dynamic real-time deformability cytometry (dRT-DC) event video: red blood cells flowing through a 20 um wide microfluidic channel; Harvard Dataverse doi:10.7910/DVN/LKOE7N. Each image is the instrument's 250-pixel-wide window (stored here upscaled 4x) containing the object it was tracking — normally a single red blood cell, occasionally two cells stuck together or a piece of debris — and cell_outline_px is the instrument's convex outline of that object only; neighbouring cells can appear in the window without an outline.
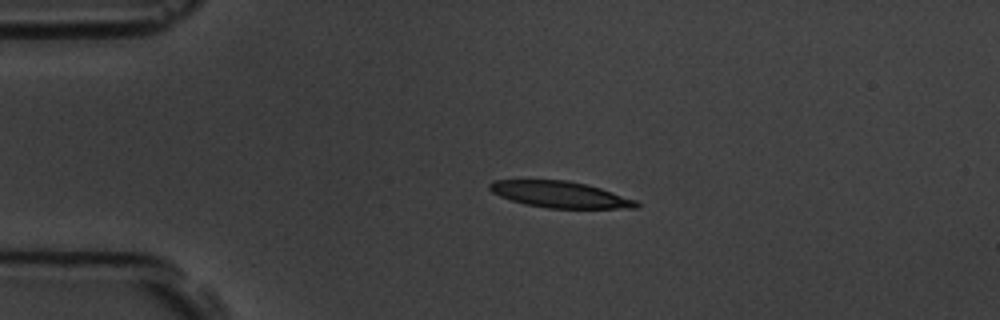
{"species": "common noctule bat (a hibernating species)", "species_latin": "Nyctalus noctula", "temperature_condition": "room temperature", "stored_images_in_passage": 4, "camera_frame_rate_fps": 3000, "um_per_image_px": 0.085, "animal": {"sex": "male", "body_mass_g": 19.5, "forearm_length_mm": 54.6}, "frame": {"image": 1, "passage_image": 3, "time_ms": 2.333, "image_size_px": [1000, 320], "cell_outline_px": [[640, 208], [548, 208], [524, 204], [500, 196], [492, 192], [488, 188], [488, 184], [492, 180], [568, 180], [588, 184], [636, 200], [640, 204]], "centroid_in_image_um": [47.6, 16.53], "position_along_channel_um": 37.4, "area_um2": 22.54}}